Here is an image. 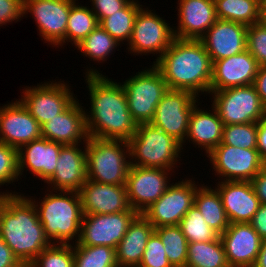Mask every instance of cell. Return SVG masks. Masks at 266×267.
<instances>
[{
  "mask_svg": "<svg viewBox=\"0 0 266 267\" xmlns=\"http://www.w3.org/2000/svg\"><path fill=\"white\" fill-rule=\"evenodd\" d=\"M87 68L84 78L91 106L90 111H85L88 136L128 142L138 124L130 114L122 84L108 79L95 67Z\"/></svg>",
  "mask_w": 266,
  "mask_h": 267,
  "instance_id": "obj_1",
  "label": "cell"
},
{
  "mask_svg": "<svg viewBox=\"0 0 266 267\" xmlns=\"http://www.w3.org/2000/svg\"><path fill=\"white\" fill-rule=\"evenodd\" d=\"M3 195L0 204V237L27 267L52 243L45 235L33 202L23 193Z\"/></svg>",
  "mask_w": 266,
  "mask_h": 267,
  "instance_id": "obj_2",
  "label": "cell"
},
{
  "mask_svg": "<svg viewBox=\"0 0 266 267\" xmlns=\"http://www.w3.org/2000/svg\"><path fill=\"white\" fill-rule=\"evenodd\" d=\"M153 64L169 89L189 91L197 97L204 92L209 95L213 63L201 40L175 37Z\"/></svg>",
  "mask_w": 266,
  "mask_h": 267,
  "instance_id": "obj_3",
  "label": "cell"
},
{
  "mask_svg": "<svg viewBox=\"0 0 266 267\" xmlns=\"http://www.w3.org/2000/svg\"><path fill=\"white\" fill-rule=\"evenodd\" d=\"M45 193L39 202L35 196H27L37 210L45 235L52 244H76L84 215L79 192L49 189Z\"/></svg>",
  "mask_w": 266,
  "mask_h": 267,
  "instance_id": "obj_4",
  "label": "cell"
},
{
  "mask_svg": "<svg viewBox=\"0 0 266 267\" xmlns=\"http://www.w3.org/2000/svg\"><path fill=\"white\" fill-rule=\"evenodd\" d=\"M128 145L131 165L145 168L174 171L183 151L180 142L151 123L138 124Z\"/></svg>",
  "mask_w": 266,
  "mask_h": 267,
  "instance_id": "obj_5",
  "label": "cell"
},
{
  "mask_svg": "<svg viewBox=\"0 0 266 267\" xmlns=\"http://www.w3.org/2000/svg\"><path fill=\"white\" fill-rule=\"evenodd\" d=\"M85 148L88 180L126 185L131 166L127 141L89 137Z\"/></svg>",
  "mask_w": 266,
  "mask_h": 267,
  "instance_id": "obj_6",
  "label": "cell"
},
{
  "mask_svg": "<svg viewBox=\"0 0 266 267\" xmlns=\"http://www.w3.org/2000/svg\"><path fill=\"white\" fill-rule=\"evenodd\" d=\"M123 81L130 114L137 124L150 123L155 109L169 90L161 71L152 63Z\"/></svg>",
  "mask_w": 266,
  "mask_h": 267,
  "instance_id": "obj_7",
  "label": "cell"
},
{
  "mask_svg": "<svg viewBox=\"0 0 266 267\" xmlns=\"http://www.w3.org/2000/svg\"><path fill=\"white\" fill-rule=\"evenodd\" d=\"M210 94L211 106L224 125L257 123L266 114L254 85L210 91L209 97Z\"/></svg>",
  "mask_w": 266,
  "mask_h": 267,
  "instance_id": "obj_8",
  "label": "cell"
},
{
  "mask_svg": "<svg viewBox=\"0 0 266 267\" xmlns=\"http://www.w3.org/2000/svg\"><path fill=\"white\" fill-rule=\"evenodd\" d=\"M153 10L141 8L135 18L131 38L127 49L133 55H155L156 61L168 49L175 39L172 27L167 20L157 15ZM129 46V47H128ZM148 53V54H147Z\"/></svg>",
  "mask_w": 266,
  "mask_h": 267,
  "instance_id": "obj_9",
  "label": "cell"
},
{
  "mask_svg": "<svg viewBox=\"0 0 266 267\" xmlns=\"http://www.w3.org/2000/svg\"><path fill=\"white\" fill-rule=\"evenodd\" d=\"M209 163L220 181H248L266 165L257 149H243L219 144L208 155Z\"/></svg>",
  "mask_w": 266,
  "mask_h": 267,
  "instance_id": "obj_10",
  "label": "cell"
},
{
  "mask_svg": "<svg viewBox=\"0 0 266 267\" xmlns=\"http://www.w3.org/2000/svg\"><path fill=\"white\" fill-rule=\"evenodd\" d=\"M25 87L19 100L41 126L61 114L76 99L70 86L61 79Z\"/></svg>",
  "mask_w": 266,
  "mask_h": 267,
  "instance_id": "obj_11",
  "label": "cell"
},
{
  "mask_svg": "<svg viewBox=\"0 0 266 267\" xmlns=\"http://www.w3.org/2000/svg\"><path fill=\"white\" fill-rule=\"evenodd\" d=\"M193 178L172 183L165 193L148 207L142 215L154 226L179 225L187 211L194 205L197 188Z\"/></svg>",
  "mask_w": 266,
  "mask_h": 267,
  "instance_id": "obj_12",
  "label": "cell"
},
{
  "mask_svg": "<svg viewBox=\"0 0 266 267\" xmlns=\"http://www.w3.org/2000/svg\"><path fill=\"white\" fill-rule=\"evenodd\" d=\"M200 99L189 91L169 89L155 109L150 122L166 134L185 145L189 119L193 108Z\"/></svg>",
  "mask_w": 266,
  "mask_h": 267,
  "instance_id": "obj_13",
  "label": "cell"
},
{
  "mask_svg": "<svg viewBox=\"0 0 266 267\" xmlns=\"http://www.w3.org/2000/svg\"><path fill=\"white\" fill-rule=\"evenodd\" d=\"M173 170L130 166L126 180L127 198L131 209L142 214L172 184ZM170 180V181H169Z\"/></svg>",
  "mask_w": 266,
  "mask_h": 267,
  "instance_id": "obj_14",
  "label": "cell"
},
{
  "mask_svg": "<svg viewBox=\"0 0 266 267\" xmlns=\"http://www.w3.org/2000/svg\"><path fill=\"white\" fill-rule=\"evenodd\" d=\"M138 213L134 209L110 214H84L77 245H104L116 249Z\"/></svg>",
  "mask_w": 266,
  "mask_h": 267,
  "instance_id": "obj_15",
  "label": "cell"
},
{
  "mask_svg": "<svg viewBox=\"0 0 266 267\" xmlns=\"http://www.w3.org/2000/svg\"><path fill=\"white\" fill-rule=\"evenodd\" d=\"M76 1L78 0H24V17L29 12L35 19L41 39L57 47L66 37L70 10Z\"/></svg>",
  "mask_w": 266,
  "mask_h": 267,
  "instance_id": "obj_16",
  "label": "cell"
},
{
  "mask_svg": "<svg viewBox=\"0 0 266 267\" xmlns=\"http://www.w3.org/2000/svg\"><path fill=\"white\" fill-rule=\"evenodd\" d=\"M17 100L0 106V142L18 150L42 136L41 125L21 101Z\"/></svg>",
  "mask_w": 266,
  "mask_h": 267,
  "instance_id": "obj_17",
  "label": "cell"
},
{
  "mask_svg": "<svg viewBox=\"0 0 266 267\" xmlns=\"http://www.w3.org/2000/svg\"><path fill=\"white\" fill-rule=\"evenodd\" d=\"M230 267H253L262 238L249 223H232L219 235Z\"/></svg>",
  "mask_w": 266,
  "mask_h": 267,
  "instance_id": "obj_18",
  "label": "cell"
},
{
  "mask_svg": "<svg viewBox=\"0 0 266 267\" xmlns=\"http://www.w3.org/2000/svg\"><path fill=\"white\" fill-rule=\"evenodd\" d=\"M247 28L241 23L217 19L200 39L212 63L245 51Z\"/></svg>",
  "mask_w": 266,
  "mask_h": 267,
  "instance_id": "obj_19",
  "label": "cell"
},
{
  "mask_svg": "<svg viewBox=\"0 0 266 267\" xmlns=\"http://www.w3.org/2000/svg\"><path fill=\"white\" fill-rule=\"evenodd\" d=\"M260 65L245 51L213 62L210 91L253 85Z\"/></svg>",
  "mask_w": 266,
  "mask_h": 267,
  "instance_id": "obj_20",
  "label": "cell"
},
{
  "mask_svg": "<svg viewBox=\"0 0 266 267\" xmlns=\"http://www.w3.org/2000/svg\"><path fill=\"white\" fill-rule=\"evenodd\" d=\"M84 109L76 98L61 114L41 126V136L63 145H85L89 136Z\"/></svg>",
  "mask_w": 266,
  "mask_h": 267,
  "instance_id": "obj_21",
  "label": "cell"
},
{
  "mask_svg": "<svg viewBox=\"0 0 266 267\" xmlns=\"http://www.w3.org/2000/svg\"><path fill=\"white\" fill-rule=\"evenodd\" d=\"M80 145H64L61 148L55 173L46 182L47 191L49 188L58 191H80L87 179L86 148Z\"/></svg>",
  "mask_w": 266,
  "mask_h": 267,
  "instance_id": "obj_22",
  "label": "cell"
},
{
  "mask_svg": "<svg viewBox=\"0 0 266 267\" xmlns=\"http://www.w3.org/2000/svg\"><path fill=\"white\" fill-rule=\"evenodd\" d=\"M63 146L61 143L40 137L20 147L17 150L20 180L21 175L24 176V170H30L29 173L38 180L47 182L55 173L57 159Z\"/></svg>",
  "mask_w": 266,
  "mask_h": 267,
  "instance_id": "obj_23",
  "label": "cell"
},
{
  "mask_svg": "<svg viewBox=\"0 0 266 267\" xmlns=\"http://www.w3.org/2000/svg\"><path fill=\"white\" fill-rule=\"evenodd\" d=\"M177 4L176 38L200 40L217 20L214 0H178Z\"/></svg>",
  "mask_w": 266,
  "mask_h": 267,
  "instance_id": "obj_24",
  "label": "cell"
},
{
  "mask_svg": "<svg viewBox=\"0 0 266 267\" xmlns=\"http://www.w3.org/2000/svg\"><path fill=\"white\" fill-rule=\"evenodd\" d=\"M215 185L230 224L249 223L261 205L252 183L219 181Z\"/></svg>",
  "mask_w": 266,
  "mask_h": 267,
  "instance_id": "obj_25",
  "label": "cell"
},
{
  "mask_svg": "<svg viewBox=\"0 0 266 267\" xmlns=\"http://www.w3.org/2000/svg\"><path fill=\"white\" fill-rule=\"evenodd\" d=\"M83 214H110L128 211L126 185L102 184L86 179L79 191Z\"/></svg>",
  "mask_w": 266,
  "mask_h": 267,
  "instance_id": "obj_26",
  "label": "cell"
},
{
  "mask_svg": "<svg viewBox=\"0 0 266 267\" xmlns=\"http://www.w3.org/2000/svg\"><path fill=\"white\" fill-rule=\"evenodd\" d=\"M198 105L191 112L185 143L203 149L206 156L221 143L224 124L212 106V111H208Z\"/></svg>",
  "mask_w": 266,
  "mask_h": 267,
  "instance_id": "obj_27",
  "label": "cell"
},
{
  "mask_svg": "<svg viewBox=\"0 0 266 267\" xmlns=\"http://www.w3.org/2000/svg\"><path fill=\"white\" fill-rule=\"evenodd\" d=\"M153 232L154 226L142 214H138L116 247L118 267L139 266L148 239Z\"/></svg>",
  "mask_w": 266,
  "mask_h": 267,
  "instance_id": "obj_28",
  "label": "cell"
},
{
  "mask_svg": "<svg viewBox=\"0 0 266 267\" xmlns=\"http://www.w3.org/2000/svg\"><path fill=\"white\" fill-rule=\"evenodd\" d=\"M194 205L197 206L206 223L219 235L230 225L216 188L213 189L205 184L200 185L194 196Z\"/></svg>",
  "mask_w": 266,
  "mask_h": 267,
  "instance_id": "obj_29",
  "label": "cell"
},
{
  "mask_svg": "<svg viewBox=\"0 0 266 267\" xmlns=\"http://www.w3.org/2000/svg\"><path fill=\"white\" fill-rule=\"evenodd\" d=\"M217 19L250 26L262 21L260 0H214Z\"/></svg>",
  "mask_w": 266,
  "mask_h": 267,
  "instance_id": "obj_30",
  "label": "cell"
},
{
  "mask_svg": "<svg viewBox=\"0 0 266 267\" xmlns=\"http://www.w3.org/2000/svg\"><path fill=\"white\" fill-rule=\"evenodd\" d=\"M145 7L139 0H131L123 9L109 17L103 18L99 25L107 31L120 45L128 44L138 11ZM127 42V43H124Z\"/></svg>",
  "mask_w": 266,
  "mask_h": 267,
  "instance_id": "obj_31",
  "label": "cell"
},
{
  "mask_svg": "<svg viewBox=\"0 0 266 267\" xmlns=\"http://www.w3.org/2000/svg\"><path fill=\"white\" fill-rule=\"evenodd\" d=\"M185 267H230L220 237L207 242L188 243Z\"/></svg>",
  "mask_w": 266,
  "mask_h": 267,
  "instance_id": "obj_32",
  "label": "cell"
},
{
  "mask_svg": "<svg viewBox=\"0 0 266 267\" xmlns=\"http://www.w3.org/2000/svg\"><path fill=\"white\" fill-rule=\"evenodd\" d=\"M89 6L79 5L75 3L70 10L65 39L57 46L63 47L65 43L70 42L72 46H77L84 38H86L98 25L96 15Z\"/></svg>",
  "mask_w": 266,
  "mask_h": 267,
  "instance_id": "obj_33",
  "label": "cell"
},
{
  "mask_svg": "<svg viewBox=\"0 0 266 267\" xmlns=\"http://www.w3.org/2000/svg\"><path fill=\"white\" fill-rule=\"evenodd\" d=\"M119 43L100 25H98L86 38H84L76 47L81 55L88 57L90 61L103 63L107 61L110 55L114 54ZM112 52V53H111Z\"/></svg>",
  "mask_w": 266,
  "mask_h": 267,
  "instance_id": "obj_34",
  "label": "cell"
},
{
  "mask_svg": "<svg viewBox=\"0 0 266 267\" xmlns=\"http://www.w3.org/2000/svg\"><path fill=\"white\" fill-rule=\"evenodd\" d=\"M165 249L167 259L172 267H185L187 261L188 240L179 225L154 228Z\"/></svg>",
  "mask_w": 266,
  "mask_h": 267,
  "instance_id": "obj_35",
  "label": "cell"
},
{
  "mask_svg": "<svg viewBox=\"0 0 266 267\" xmlns=\"http://www.w3.org/2000/svg\"><path fill=\"white\" fill-rule=\"evenodd\" d=\"M73 245L74 267H118L116 249L98 245Z\"/></svg>",
  "mask_w": 266,
  "mask_h": 267,
  "instance_id": "obj_36",
  "label": "cell"
},
{
  "mask_svg": "<svg viewBox=\"0 0 266 267\" xmlns=\"http://www.w3.org/2000/svg\"><path fill=\"white\" fill-rule=\"evenodd\" d=\"M188 243L215 240L219 234L204 220L197 206L193 205L179 223Z\"/></svg>",
  "mask_w": 266,
  "mask_h": 267,
  "instance_id": "obj_37",
  "label": "cell"
},
{
  "mask_svg": "<svg viewBox=\"0 0 266 267\" xmlns=\"http://www.w3.org/2000/svg\"><path fill=\"white\" fill-rule=\"evenodd\" d=\"M257 123L224 125L220 144L257 149Z\"/></svg>",
  "mask_w": 266,
  "mask_h": 267,
  "instance_id": "obj_38",
  "label": "cell"
},
{
  "mask_svg": "<svg viewBox=\"0 0 266 267\" xmlns=\"http://www.w3.org/2000/svg\"><path fill=\"white\" fill-rule=\"evenodd\" d=\"M27 267H74L73 246L71 244H51Z\"/></svg>",
  "mask_w": 266,
  "mask_h": 267,
  "instance_id": "obj_39",
  "label": "cell"
},
{
  "mask_svg": "<svg viewBox=\"0 0 266 267\" xmlns=\"http://www.w3.org/2000/svg\"><path fill=\"white\" fill-rule=\"evenodd\" d=\"M17 149L0 142V186L19 180Z\"/></svg>",
  "mask_w": 266,
  "mask_h": 267,
  "instance_id": "obj_40",
  "label": "cell"
},
{
  "mask_svg": "<svg viewBox=\"0 0 266 267\" xmlns=\"http://www.w3.org/2000/svg\"><path fill=\"white\" fill-rule=\"evenodd\" d=\"M247 50L260 66L266 65V25L260 21L247 28Z\"/></svg>",
  "mask_w": 266,
  "mask_h": 267,
  "instance_id": "obj_41",
  "label": "cell"
},
{
  "mask_svg": "<svg viewBox=\"0 0 266 267\" xmlns=\"http://www.w3.org/2000/svg\"><path fill=\"white\" fill-rule=\"evenodd\" d=\"M140 267H172L169 263L164 245L159 235L154 231L148 239Z\"/></svg>",
  "mask_w": 266,
  "mask_h": 267,
  "instance_id": "obj_42",
  "label": "cell"
},
{
  "mask_svg": "<svg viewBox=\"0 0 266 267\" xmlns=\"http://www.w3.org/2000/svg\"><path fill=\"white\" fill-rule=\"evenodd\" d=\"M24 0H0V27L24 17Z\"/></svg>",
  "mask_w": 266,
  "mask_h": 267,
  "instance_id": "obj_43",
  "label": "cell"
},
{
  "mask_svg": "<svg viewBox=\"0 0 266 267\" xmlns=\"http://www.w3.org/2000/svg\"><path fill=\"white\" fill-rule=\"evenodd\" d=\"M131 0H90L92 12L96 15L98 22L109 17L116 11L123 9Z\"/></svg>",
  "mask_w": 266,
  "mask_h": 267,
  "instance_id": "obj_44",
  "label": "cell"
},
{
  "mask_svg": "<svg viewBox=\"0 0 266 267\" xmlns=\"http://www.w3.org/2000/svg\"><path fill=\"white\" fill-rule=\"evenodd\" d=\"M0 267H25L0 237Z\"/></svg>",
  "mask_w": 266,
  "mask_h": 267,
  "instance_id": "obj_45",
  "label": "cell"
},
{
  "mask_svg": "<svg viewBox=\"0 0 266 267\" xmlns=\"http://www.w3.org/2000/svg\"><path fill=\"white\" fill-rule=\"evenodd\" d=\"M249 224L264 239L266 238V204H261Z\"/></svg>",
  "mask_w": 266,
  "mask_h": 267,
  "instance_id": "obj_46",
  "label": "cell"
},
{
  "mask_svg": "<svg viewBox=\"0 0 266 267\" xmlns=\"http://www.w3.org/2000/svg\"><path fill=\"white\" fill-rule=\"evenodd\" d=\"M261 204H266V165L251 180Z\"/></svg>",
  "mask_w": 266,
  "mask_h": 267,
  "instance_id": "obj_47",
  "label": "cell"
},
{
  "mask_svg": "<svg viewBox=\"0 0 266 267\" xmlns=\"http://www.w3.org/2000/svg\"><path fill=\"white\" fill-rule=\"evenodd\" d=\"M257 150L259 155L266 161V114L257 122Z\"/></svg>",
  "mask_w": 266,
  "mask_h": 267,
  "instance_id": "obj_48",
  "label": "cell"
},
{
  "mask_svg": "<svg viewBox=\"0 0 266 267\" xmlns=\"http://www.w3.org/2000/svg\"><path fill=\"white\" fill-rule=\"evenodd\" d=\"M253 85L255 86L263 105L266 107V65L259 67Z\"/></svg>",
  "mask_w": 266,
  "mask_h": 267,
  "instance_id": "obj_49",
  "label": "cell"
},
{
  "mask_svg": "<svg viewBox=\"0 0 266 267\" xmlns=\"http://www.w3.org/2000/svg\"><path fill=\"white\" fill-rule=\"evenodd\" d=\"M253 267H266V238L262 239L260 252Z\"/></svg>",
  "mask_w": 266,
  "mask_h": 267,
  "instance_id": "obj_50",
  "label": "cell"
},
{
  "mask_svg": "<svg viewBox=\"0 0 266 267\" xmlns=\"http://www.w3.org/2000/svg\"><path fill=\"white\" fill-rule=\"evenodd\" d=\"M15 194H18L17 191L16 193L15 191L9 192V190L8 191L6 190L5 192L0 191V204L2 203L3 195H15Z\"/></svg>",
  "mask_w": 266,
  "mask_h": 267,
  "instance_id": "obj_51",
  "label": "cell"
},
{
  "mask_svg": "<svg viewBox=\"0 0 266 267\" xmlns=\"http://www.w3.org/2000/svg\"><path fill=\"white\" fill-rule=\"evenodd\" d=\"M260 13H266V0H260Z\"/></svg>",
  "mask_w": 266,
  "mask_h": 267,
  "instance_id": "obj_52",
  "label": "cell"
},
{
  "mask_svg": "<svg viewBox=\"0 0 266 267\" xmlns=\"http://www.w3.org/2000/svg\"><path fill=\"white\" fill-rule=\"evenodd\" d=\"M260 14H261L262 22H264L266 25V13H260Z\"/></svg>",
  "mask_w": 266,
  "mask_h": 267,
  "instance_id": "obj_53",
  "label": "cell"
}]
</instances>
